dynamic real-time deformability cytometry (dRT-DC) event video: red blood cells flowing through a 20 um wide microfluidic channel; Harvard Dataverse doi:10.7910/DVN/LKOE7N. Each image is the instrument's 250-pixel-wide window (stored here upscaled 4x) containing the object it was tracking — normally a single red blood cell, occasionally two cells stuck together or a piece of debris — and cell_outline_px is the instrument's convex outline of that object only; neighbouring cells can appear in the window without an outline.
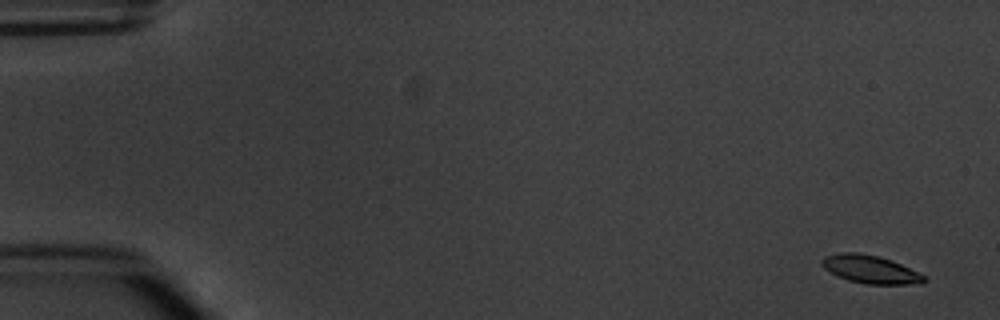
{"species": "common noctule bat (a hibernating species)", "species_latin": "Nyctalus noctula", "temperature_condition": "warm", "stored_images_in_passage": 5, "camera_frame_rate_fps": 3000, "um_per_image_px": 0.085, "animal": {"sex": "male", "body_mass_g": 20.1, "forearm_length_mm": 53.5}, "frame": {"image": 1, "passage_image": 1, "time_ms": 0.0, "image_size_px": [1000, 320], "cell_outline_px": [[928, 280], [920, 284], [868, 284], [848, 280], [836, 276], [824, 268], [820, 264], [820, 260], [824, 256], [840, 252], [860, 252], [880, 256], [892, 260], [924, 276]], "centroid_in_image_um": [73.93, 22.88], "position_along_channel_um": 11.1, "area_um2": 16.82}}
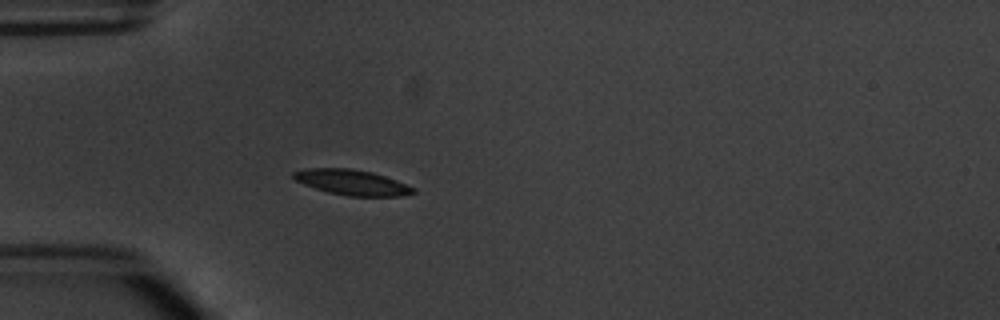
{"frame": {"image": 2, "passage_image": 5, "time_ms": 4.667, "image_size_px": [1000, 320], "cell_outline_px": [[416, 192], [400, 196], [348, 196], [328, 192], [304, 184], [296, 180], [292, 176], [292, 172], [304, 168], [348, 168], [372, 172], [396, 180], [416, 188]], "centroid_in_image_um": [29.91, 15.5], "position_along_channel_um": 55.1, "area_um2": 17.63}}